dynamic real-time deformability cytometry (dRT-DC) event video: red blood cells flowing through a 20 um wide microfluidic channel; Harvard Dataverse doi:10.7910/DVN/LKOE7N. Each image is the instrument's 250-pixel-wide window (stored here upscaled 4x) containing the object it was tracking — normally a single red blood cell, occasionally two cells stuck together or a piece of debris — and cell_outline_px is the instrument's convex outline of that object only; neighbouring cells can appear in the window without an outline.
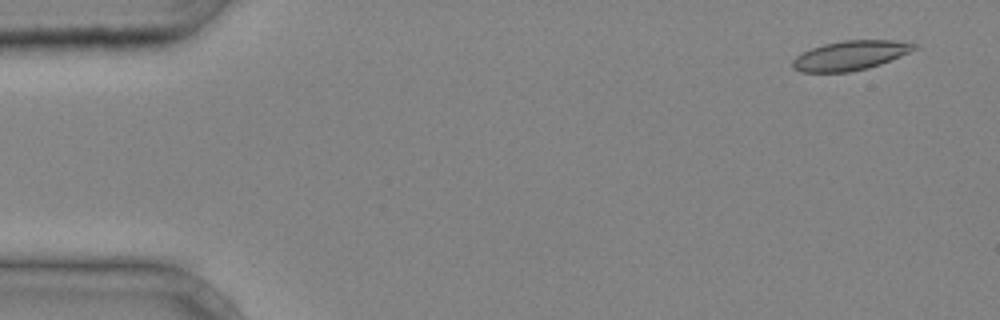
{"species": "common noctule bat (a hibernating species)", "species_latin": "Nyctalus noctula", "temperature_condition": "cold", "stored_images_in_passage": 36, "camera_frame_rate_fps": 3000, "um_per_image_px": 0.085, "animal": {"sex": "male", "body_mass_g": 20.4}, "frame": {"image": 1, "passage_image": 2, "time_ms": 0.333, "image_size_px": [1000, 320], "cell_outline_px": [[920, 48], [880, 64], [868, 68], [848, 72], [800, 72], [792, 68], [792, 60], [796, 56], [812, 48], [824, 44], [844, 40], [912, 40]], "centroid_in_image_um": [72.34, 4.7], "position_along_channel_um": 12.7, "area_um2": 21.1}}
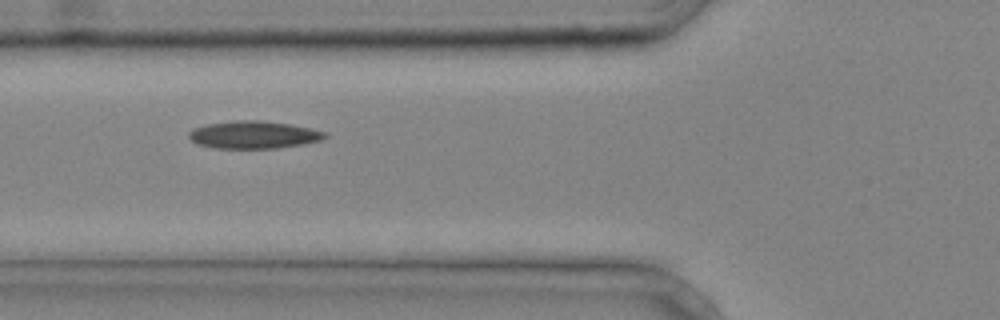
{"frame": {"image": 2, "passage_image": 15, "time_ms": 4.667, "image_size_px": [1000, 320], "cell_outline_px": [[328, 136], [324, 140], [304, 144], [276, 148], [212, 148], [196, 144], [188, 136], [188, 132], [192, 128], [208, 124], [236, 120], [260, 120], [292, 124], [324, 132]], "centroid_in_image_um": [21.55, 11.46], "position_along_channel_um": 104.3, "area_um2": 21.96}}
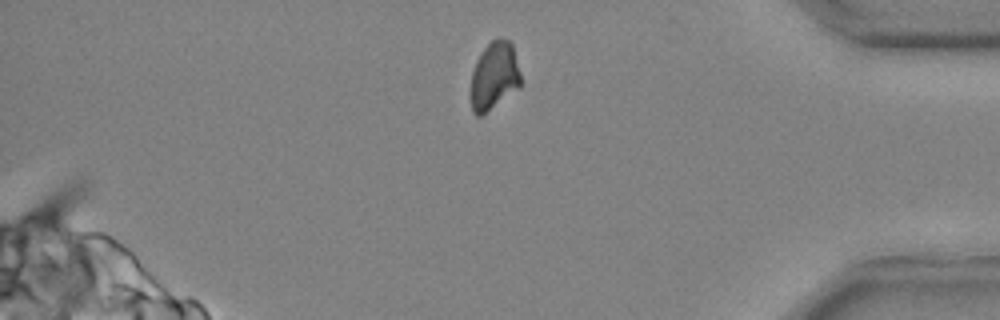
{"frame": {"image": 3, "passage_image": 35, "time_ms": 11.333, "image_size_px": [1000, 320], "cell_outline_px": [[520, 88], [480, 116], [476, 116], [472, 112], [472, 72], [476, 60], [480, 52], [496, 36], [508, 40], [512, 44], [520, 72]], "centroid_in_image_um": [42.02, 6.43], "position_along_channel_um": 393.2, "area_um2": 19.65}}